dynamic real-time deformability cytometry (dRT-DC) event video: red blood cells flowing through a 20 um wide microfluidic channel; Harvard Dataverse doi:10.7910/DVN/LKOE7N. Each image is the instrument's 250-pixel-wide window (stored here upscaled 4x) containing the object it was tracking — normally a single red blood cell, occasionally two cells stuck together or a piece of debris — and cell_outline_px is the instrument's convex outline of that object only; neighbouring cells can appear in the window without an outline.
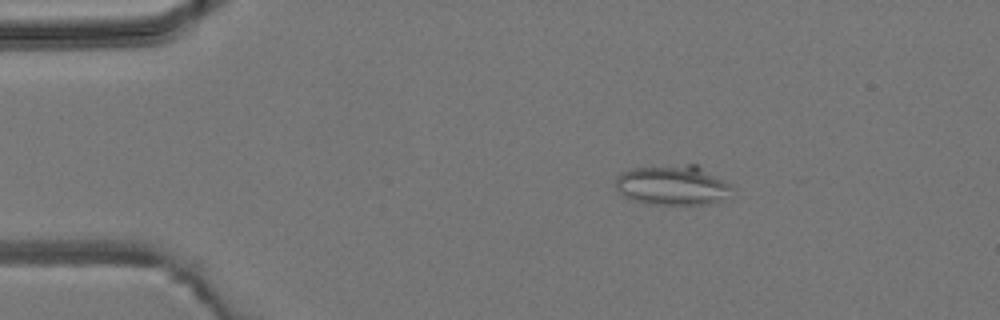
{"species": "common noctule bat (a hibernating species)", "species_latin": "Nyctalus noctula", "temperature_condition": "room temperature", "stored_images_in_passage": 4, "camera_frame_rate_fps": 3000, "um_per_image_px": 0.085, "animal": {"sex": "male", "body_mass_g": 19.2, "forearm_length_mm": 51.8}, "frame": {"image": 1, "passage_image": 2, "time_ms": 1.667, "image_size_px": [1000, 320], "cell_outline_px": [[732, 200], [708, 204], [648, 204], [632, 200], [624, 196], [616, 188], [616, 176], [620, 172], [632, 168], [688, 164], [696, 164], [728, 184], [732, 188]], "centroid_in_image_um": [57.2, 15.76], "position_along_channel_um": 27.8, "area_um2": 27.34}}